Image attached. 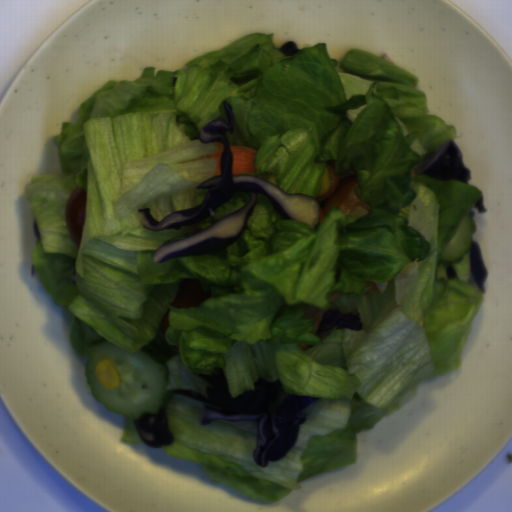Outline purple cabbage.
<instances>
[{
  "label": "purple cabbage",
  "mask_w": 512,
  "mask_h": 512,
  "mask_svg": "<svg viewBox=\"0 0 512 512\" xmlns=\"http://www.w3.org/2000/svg\"><path fill=\"white\" fill-rule=\"evenodd\" d=\"M223 109L227 122L221 117H216L205 124L198 135L204 144L219 142L223 145L219 174L196 187L198 190H206L202 202L187 210L171 212L160 222L151 215V208H138L137 214L142 227L148 230L179 231L184 226L199 223L207 217H214L218 208L236 192H245L249 200L243 207L219 218L197 234L174 240L158 248L150 257L155 263L208 253L236 242L252 216L258 195H265L274 211L283 220H298L312 228L320 222V204L312 196L288 194L267 180L252 174H233V154L227 133L235 132L234 115L227 101H224Z\"/></svg>",
  "instance_id": "purple-cabbage-1"
},
{
  "label": "purple cabbage",
  "mask_w": 512,
  "mask_h": 512,
  "mask_svg": "<svg viewBox=\"0 0 512 512\" xmlns=\"http://www.w3.org/2000/svg\"><path fill=\"white\" fill-rule=\"evenodd\" d=\"M198 376L208 383L205 395L178 388L172 394L202 403L198 419L202 426L214 421H254L257 437L252 457L261 468L267 467L269 462L284 459L290 453L297 442L300 425L307 419L306 407L321 400L292 394L270 411L284 389L279 379L267 381L259 378L253 390L233 398L223 368L216 367L211 374L199 373Z\"/></svg>",
  "instance_id": "purple-cabbage-2"
},
{
  "label": "purple cabbage",
  "mask_w": 512,
  "mask_h": 512,
  "mask_svg": "<svg viewBox=\"0 0 512 512\" xmlns=\"http://www.w3.org/2000/svg\"><path fill=\"white\" fill-rule=\"evenodd\" d=\"M419 175H425L438 182L458 181L467 183L471 171L462 160V152L452 139L437 148L418 168Z\"/></svg>",
  "instance_id": "purple-cabbage-3"
},
{
  "label": "purple cabbage",
  "mask_w": 512,
  "mask_h": 512,
  "mask_svg": "<svg viewBox=\"0 0 512 512\" xmlns=\"http://www.w3.org/2000/svg\"><path fill=\"white\" fill-rule=\"evenodd\" d=\"M133 423L141 442L146 447L158 449L172 445L174 435L169 430L166 406L158 414L144 413L134 419Z\"/></svg>",
  "instance_id": "purple-cabbage-4"
},
{
  "label": "purple cabbage",
  "mask_w": 512,
  "mask_h": 512,
  "mask_svg": "<svg viewBox=\"0 0 512 512\" xmlns=\"http://www.w3.org/2000/svg\"><path fill=\"white\" fill-rule=\"evenodd\" d=\"M362 327L363 324L358 313H341L334 309L323 314L316 332L317 334H323L333 329L358 332L362 330Z\"/></svg>",
  "instance_id": "purple-cabbage-5"
},
{
  "label": "purple cabbage",
  "mask_w": 512,
  "mask_h": 512,
  "mask_svg": "<svg viewBox=\"0 0 512 512\" xmlns=\"http://www.w3.org/2000/svg\"><path fill=\"white\" fill-rule=\"evenodd\" d=\"M470 273L480 290L484 293L488 270L481 255L480 247L472 241L469 248Z\"/></svg>",
  "instance_id": "purple-cabbage-6"
},
{
  "label": "purple cabbage",
  "mask_w": 512,
  "mask_h": 512,
  "mask_svg": "<svg viewBox=\"0 0 512 512\" xmlns=\"http://www.w3.org/2000/svg\"><path fill=\"white\" fill-rule=\"evenodd\" d=\"M279 51H281L285 56L289 57L295 56L300 50L297 48L295 42L286 41L281 45Z\"/></svg>",
  "instance_id": "purple-cabbage-7"
}]
</instances>
